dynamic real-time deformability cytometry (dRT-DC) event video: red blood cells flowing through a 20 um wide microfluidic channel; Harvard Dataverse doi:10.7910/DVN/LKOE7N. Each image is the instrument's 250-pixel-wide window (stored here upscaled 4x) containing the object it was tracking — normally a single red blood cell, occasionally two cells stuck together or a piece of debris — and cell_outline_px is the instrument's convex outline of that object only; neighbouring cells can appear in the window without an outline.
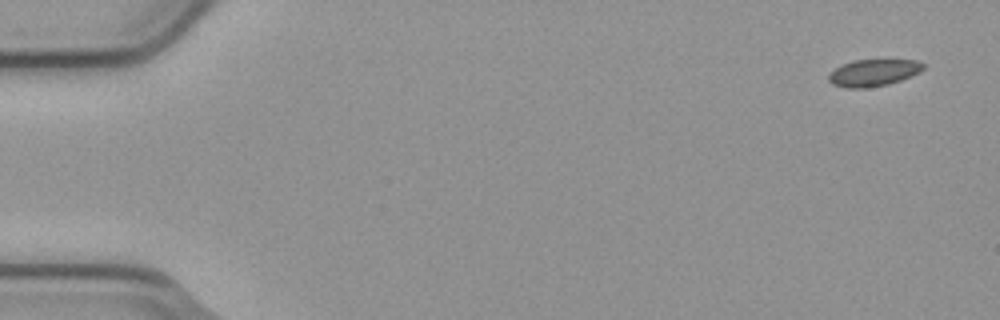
{"species": "common noctule bat (a hibernating species)", "species_latin": "Nyctalus noctula", "temperature_condition": "cold", "stored_images_in_passage": 5, "segment_of_instrument_passage": [1, 2], "camera_frame_rate_fps": 3000, "um_per_image_px": 0.085, "animal": {"sex": "male", "body_mass_g": 23.1, "forearm_length_mm": 52.7}, "frame": {"image": 1, "passage_image": 1, "time_ms": 0.0, "image_size_px": [1000, 320], "cell_outline_px": [[924, 68], [920, 72], [912, 76], [888, 84], [864, 88], [844, 88], [832, 84], [828, 80], [828, 76], [840, 64], [852, 60], [916, 60], [924, 64]], "centroid_in_image_um": [74.22, 6.18], "position_along_channel_um": 10.8, "area_um2": 14.85}}
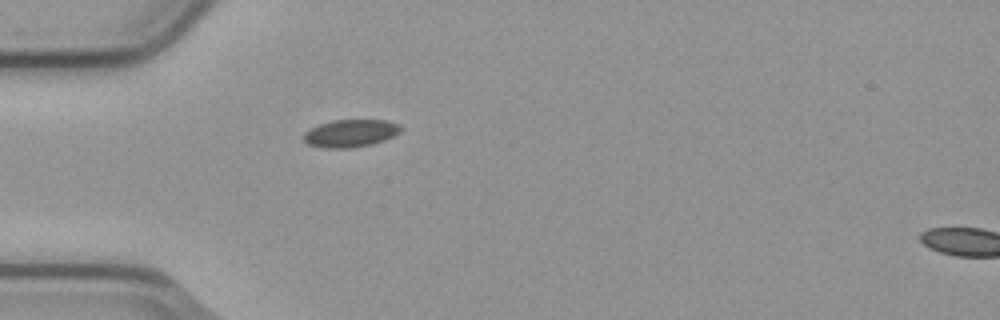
{"frame": {"image": 2, "passage_image": 4, "time_ms": 1.0, "image_size_px": [1000, 320], "cell_outline_px": [[404, 128], [400, 132], [384, 140], [372, 144], [348, 148], [324, 148], [308, 144], [304, 140], [304, 132], [320, 124], [332, 120], [388, 120], [400, 124]], "centroid_in_image_um": [29.83, 11.32], "position_along_channel_um": 55.2, "area_um2": 15.61}}